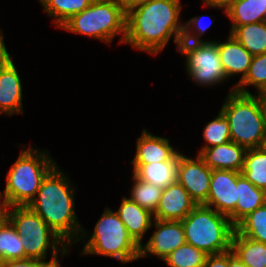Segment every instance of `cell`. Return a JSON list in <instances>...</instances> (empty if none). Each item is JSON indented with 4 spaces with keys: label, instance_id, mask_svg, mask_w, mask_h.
I'll return each instance as SVG.
<instances>
[{
    "label": "cell",
    "instance_id": "obj_24",
    "mask_svg": "<svg viewBox=\"0 0 266 267\" xmlns=\"http://www.w3.org/2000/svg\"><path fill=\"white\" fill-rule=\"evenodd\" d=\"M255 187L266 192V148H249L241 172Z\"/></svg>",
    "mask_w": 266,
    "mask_h": 267
},
{
    "label": "cell",
    "instance_id": "obj_28",
    "mask_svg": "<svg viewBox=\"0 0 266 267\" xmlns=\"http://www.w3.org/2000/svg\"><path fill=\"white\" fill-rule=\"evenodd\" d=\"M132 175V182L134 183L130 190L131 193L129 199L154 214L158 208L163 189L138 179L134 174Z\"/></svg>",
    "mask_w": 266,
    "mask_h": 267
},
{
    "label": "cell",
    "instance_id": "obj_26",
    "mask_svg": "<svg viewBox=\"0 0 266 267\" xmlns=\"http://www.w3.org/2000/svg\"><path fill=\"white\" fill-rule=\"evenodd\" d=\"M254 86L261 94L266 89V53L254 55L246 76L238 81L231 90L243 94H252L246 86Z\"/></svg>",
    "mask_w": 266,
    "mask_h": 267
},
{
    "label": "cell",
    "instance_id": "obj_29",
    "mask_svg": "<svg viewBox=\"0 0 266 267\" xmlns=\"http://www.w3.org/2000/svg\"><path fill=\"white\" fill-rule=\"evenodd\" d=\"M235 231L242 236L266 244V203L243 218Z\"/></svg>",
    "mask_w": 266,
    "mask_h": 267
},
{
    "label": "cell",
    "instance_id": "obj_8",
    "mask_svg": "<svg viewBox=\"0 0 266 267\" xmlns=\"http://www.w3.org/2000/svg\"><path fill=\"white\" fill-rule=\"evenodd\" d=\"M60 29L109 44L121 34L119 42L122 44L126 37V13L121 4L91 3L81 13L73 15Z\"/></svg>",
    "mask_w": 266,
    "mask_h": 267
},
{
    "label": "cell",
    "instance_id": "obj_18",
    "mask_svg": "<svg viewBox=\"0 0 266 267\" xmlns=\"http://www.w3.org/2000/svg\"><path fill=\"white\" fill-rule=\"evenodd\" d=\"M119 206L116 213L120 220L124 223L133 240L139 246L142 245L145 233L152 227L153 214L125 196H123Z\"/></svg>",
    "mask_w": 266,
    "mask_h": 267
},
{
    "label": "cell",
    "instance_id": "obj_3",
    "mask_svg": "<svg viewBox=\"0 0 266 267\" xmlns=\"http://www.w3.org/2000/svg\"><path fill=\"white\" fill-rule=\"evenodd\" d=\"M48 150L31 146L21 150L6 176V185L1 194L8 207L28 206L35 198L42 180L56 165Z\"/></svg>",
    "mask_w": 266,
    "mask_h": 267
},
{
    "label": "cell",
    "instance_id": "obj_16",
    "mask_svg": "<svg viewBox=\"0 0 266 267\" xmlns=\"http://www.w3.org/2000/svg\"><path fill=\"white\" fill-rule=\"evenodd\" d=\"M246 148L229 141L222 145L204 149L199 156L212 170L223 169L242 172Z\"/></svg>",
    "mask_w": 266,
    "mask_h": 267
},
{
    "label": "cell",
    "instance_id": "obj_27",
    "mask_svg": "<svg viewBox=\"0 0 266 267\" xmlns=\"http://www.w3.org/2000/svg\"><path fill=\"white\" fill-rule=\"evenodd\" d=\"M25 252L20 240V235L15 227L6 219L0 225V260H22Z\"/></svg>",
    "mask_w": 266,
    "mask_h": 267
},
{
    "label": "cell",
    "instance_id": "obj_37",
    "mask_svg": "<svg viewBox=\"0 0 266 267\" xmlns=\"http://www.w3.org/2000/svg\"><path fill=\"white\" fill-rule=\"evenodd\" d=\"M149 1H152V0H121V5L125 13H127L131 9L139 5L145 4Z\"/></svg>",
    "mask_w": 266,
    "mask_h": 267
},
{
    "label": "cell",
    "instance_id": "obj_14",
    "mask_svg": "<svg viewBox=\"0 0 266 267\" xmlns=\"http://www.w3.org/2000/svg\"><path fill=\"white\" fill-rule=\"evenodd\" d=\"M21 81L12 59L0 67V115L23 113Z\"/></svg>",
    "mask_w": 266,
    "mask_h": 267
},
{
    "label": "cell",
    "instance_id": "obj_13",
    "mask_svg": "<svg viewBox=\"0 0 266 267\" xmlns=\"http://www.w3.org/2000/svg\"><path fill=\"white\" fill-rule=\"evenodd\" d=\"M196 206L188 191L180 183L175 182L162 190L153 219L182 221Z\"/></svg>",
    "mask_w": 266,
    "mask_h": 267
},
{
    "label": "cell",
    "instance_id": "obj_11",
    "mask_svg": "<svg viewBox=\"0 0 266 267\" xmlns=\"http://www.w3.org/2000/svg\"><path fill=\"white\" fill-rule=\"evenodd\" d=\"M153 222L155 223L151 226L156 230L145 245H140L139 259L154 255L164 260L171 252L186 243L181 221L153 219Z\"/></svg>",
    "mask_w": 266,
    "mask_h": 267
},
{
    "label": "cell",
    "instance_id": "obj_15",
    "mask_svg": "<svg viewBox=\"0 0 266 267\" xmlns=\"http://www.w3.org/2000/svg\"><path fill=\"white\" fill-rule=\"evenodd\" d=\"M136 153L132 164H149L171 160L179 151L166 137L155 136L143 129L136 141Z\"/></svg>",
    "mask_w": 266,
    "mask_h": 267
},
{
    "label": "cell",
    "instance_id": "obj_19",
    "mask_svg": "<svg viewBox=\"0 0 266 267\" xmlns=\"http://www.w3.org/2000/svg\"><path fill=\"white\" fill-rule=\"evenodd\" d=\"M180 154L181 153L178 152L169 161L153 162L149 164H132V172L138 179L164 189L169 184L177 182V169Z\"/></svg>",
    "mask_w": 266,
    "mask_h": 267
},
{
    "label": "cell",
    "instance_id": "obj_6",
    "mask_svg": "<svg viewBox=\"0 0 266 267\" xmlns=\"http://www.w3.org/2000/svg\"><path fill=\"white\" fill-rule=\"evenodd\" d=\"M181 223L186 243L207 255L231 250L235 226L228 216L205 205H197Z\"/></svg>",
    "mask_w": 266,
    "mask_h": 267
},
{
    "label": "cell",
    "instance_id": "obj_25",
    "mask_svg": "<svg viewBox=\"0 0 266 267\" xmlns=\"http://www.w3.org/2000/svg\"><path fill=\"white\" fill-rule=\"evenodd\" d=\"M48 17L58 28L64 25L73 15L81 13L90 6L89 0H39Z\"/></svg>",
    "mask_w": 266,
    "mask_h": 267
},
{
    "label": "cell",
    "instance_id": "obj_34",
    "mask_svg": "<svg viewBox=\"0 0 266 267\" xmlns=\"http://www.w3.org/2000/svg\"><path fill=\"white\" fill-rule=\"evenodd\" d=\"M203 267H228V251L221 254L208 255Z\"/></svg>",
    "mask_w": 266,
    "mask_h": 267
},
{
    "label": "cell",
    "instance_id": "obj_20",
    "mask_svg": "<svg viewBox=\"0 0 266 267\" xmlns=\"http://www.w3.org/2000/svg\"><path fill=\"white\" fill-rule=\"evenodd\" d=\"M236 187H238V202L236 209L228 216L234 226L266 203V192L255 187L243 174L237 178Z\"/></svg>",
    "mask_w": 266,
    "mask_h": 267
},
{
    "label": "cell",
    "instance_id": "obj_2",
    "mask_svg": "<svg viewBox=\"0 0 266 267\" xmlns=\"http://www.w3.org/2000/svg\"><path fill=\"white\" fill-rule=\"evenodd\" d=\"M68 175L56 164L44 177L28 207L70 248L79 239L83 226L75 212V190Z\"/></svg>",
    "mask_w": 266,
    "mask_h": 267
},
{
    "label": "cell",
    "instance_id": "obj_33",
    "mask_svg": "<svg viewBox=\"0 0 266 267\" xmlns=\"http://www.w3.org/2000/svg\"><path fill=\"white\" fill-rule=\"evenodd\" d=\"M0 267H61L60 262L41 261L36 259H22L1 261Z\"/></svg>",
    "mask_w": 266,
    "mask_h": 267
},
{
    "label": "cell",
    "instance_id": "obj_12",
    "mask_svg": "<svg viewBox=\"0 0 266 267\" xmlns=\"http://www.w3.org/2000/svg\"><path fill=\"white\" fill-rule=\"evenodd\" d=\"M241 174L233 170H212L208 199L204 205L229 216L236 209L238 202L236 183Z\"/></svg>",
    "mask_w": 266,
    "mask_h": 267
},
{
    "label": "cell",
    "instance_id": "obj_30",
    "mask_svg": "<svg viewBox=\"0 0 266 267\" xmlns=\"http://www.w3.org/2000/svg\"><path fill=\"white\" fill-rule=\"evenodd\" d=\"M207 256L205 252L185 243L171 252L163 261L169 267H203Z\"/></svg>",
    "mask_w": 266,
    "mask_h": 267
},
{
    "label": "cell",
    "instance_id": "obj_39",
    "mask_svg": "<svg viewBox=\"0 0 266 267\" xmlns=\"http://www.w3.org/2000/svg\"><path fill=\"white\" fill-rule=\"evenodd\" d=\"M8 205L0 190V225L7 219Z\"/></svg>",
    "mask_w": 266,
    "mask_h": 267
},
{
    "label": "cell",
    "instance_id": "obj_23",
    "mask_svg": "<svg viewBox=\"0 0 266 267\" xmlns=\"http://www.w3.org/2000/svg\"><path fill=\"white\" fill-rule=\"evenodd\" d=\"M251 55L266 53V21L231 26L229 32Z\"/></svg>",
    "mask_w": 266,
    "mask_h": 267
},
{
    "label": "cell",
    "instance_id": "obj_32",
    "mask_svg": "<svg viewBox=\"0 0 266 267\" xmlns=\"http://www.w3.org/2000/svg\"><path fill=\"white\" fill-rule=\"evenodd\" d=\"M199 15L191 18L184 24V32L181 41L186 42H203L201 36L209 29L213 21L206 23L204 17Z\"/></svg>",
    "mask_w": 266,
    "mask_h": 267
},
{
    "label": "cell",
    "instance_id": "obj_9",
    "mask_svg": "<svg viewBox=\"0 0 266 267\" xmlns=\"http://www.w3.org/2000/svg\"><path fill=\"white\" fill-rule=\"evenodd\" d=\"M177 51L186 56V71L190 76L189 78L196 84L212 87L227 80L220 61L216 40L181 41Z\"/></svg>",
    "mask_w": 266,
    "mask_h": 267
},
{
    "label": "cell",
    "instance_id": "obj_31",
    "mask_svg": "<svg viewBox=\"0 0 266 267\" xmlns=\"http://www.w3.org/2000/svg\"><path fill=\"white\" fill-rule=\"evenodd\" d=\"M203 138L206 145L202 146L198 155L206 148L222 145L231 141L229 123L221 111H219L218 116L208 122L204 127Z\"/></svg>",
    "mask_w": 266,
    "mask_h": 267
},
{
    "label": "cell",
    "instance_id": "obj_40",
    "mask_svg": "<svg viewBox=\"0 0 266 267\" xmlns=\"http://www.w3.org/2000/svg\"><path fill=\"white\" fill-rule=\"evenodd\" d=\"M90 3H114V4H121V0H89Z\"/></svg>",
    "mask_w": 266,
    "mask_h": 267
},
{
    "label": "cell",
    "instance_id": "obj_4",
    "mask_svg": "<svg viewBox=\"0 0 266 267\" xmlns=\"http://www.w3.org/2000/svg\"><path fill=\"white\" fill-rule=\"evenodd\" d=\"M220 111L228 120L232 142L246 149L264 147L266 125L259 94L230 90Z\"/></svg>",
    "mask_w": 266,
    "mask_h": 267
},
{
    "label": "cell",
    "instance_id": "obj_21",
    "mask_svg": "<svg viewBox=\"0 0 266 267\" xmlns=\"http://www.w3.org/2000/svg\"><path fill=\"white\" fill-rule=\"evenodd\" d=\"M232 22V26L266 21V0H234L223 11Z\"/></svg>",
    "mask_w": 266,
    "mask_h": 267
},
{
    "label": "cell",
    "instance_id": "obj_17",
    "mask_svg": "<svg viewBox=\"0 0 266 267\" xmlns=\"http://www.w3.org/2000/svg\"><path fill=\"white\" fill-rule=\"evenodd\" d=\"M220 61L226 73L227 79L241 75V81L247 74L253 55L244 48L230 33L227 41H216Z\"/></svg>",
    "mask_w": 266,
    "mask_h": 267
},
{
    "label": "cell",
    "instance_id": "obj_22",
    "mask_svg": "<svg viewBox=\"0 0 266 267\" xmlns=\"http://www.w3.org/2000/svg\"><path fill=\"white\" fill-rule=\"evenodd\" d=\"M231 251L247 267H266V244L239 235L234 231Z\"/></svg>",
    "mask_w": 266,
    "mask_h": 267
},
{
    "label": "cell",
    "instance_id": "obj_41",
    "mask_svg": "<svg viewBox=\"0 0 266 267\" xmlns=\"http://www.w3.org/2000/svg\"><path fill=\"white\" fill-rule=\"evenodd\" d=\"M260 104H261V107H262L264 120H265V125H266V99H260Z\"/></svg>",
    "mask_w": 266,
    "mask_h": 267
},
{
    "label": "cell",
    "instance_id": "obj_42",
    "mask_svg": "<svg viewBox=\"0 0 266 267\" xmlns=\"http://www.w3.org/2000/svg\"><path fill=\"white\" fill-rule=\"evenodd\" d=\"M259 99H266V89L261 94H259Z\"/></svg>",
    "mask_w": 266,
    "mask_h": 267
},
{
    "label": "cell",
    "instance_id": "obj_10",
    "mask_svg": "<svg viewBox=\"0 0 266 267\" xmlns=\"http://www.w3.org/2000/svg\"><path fill=\"white\" fill-rule=\"evenodd\" d=\"M212 169L197 155L195 160L179 155L177 182L189 193L197 205H204L208 199Z\"/></svg>",
    "mask_w": 266,
    "mask_h": 267
},
{
    "label": "cell",
    "instance_id": "obj_5",
    "mask_svg": "<svg viewBox=\"0 0 266 267\" xmlns=\"http://www.w3.org/2000/svg\"><path fill=\"white\" fill-rule=\"evenodd\" d=\"M86 232L83 228L77 240V243H85L82 254L111 257L121 263L139 259L140 246L130 236L118 214L109 207L105 208L87 241Z\"/></svg>",
    "mask_w": 266,
    "mask_h": 267
},
{
    "label": "cell",
    "instance_id": "obj_35",
    "mask_svg": "<svg viewBox=\"0 0 266 267\" xmlns=\"http://www.w3.org/2000/svg\"><path fill=\"white\" fill-rule=\"evenodd\" d=\"M3 36V32L0 30V67L6 65L12 59L11 54L6 49Z\"/></svg>",
    "mask_w": 266,
    "mask_h": 267
},
{
    "label": "cell",
    "instance_id": "obj_7",
    "mask_svg": "<svg viewBox=\"0 0 266 267\" xmlns=\"http://www.w3.org/2000/svg\"><path fill=\"white\" fill-rule=\"evenodd\" d=\"M7 219L20 235L25 259L46 261L47 252L51 250L50 261L59 262V252L61 258L69 253L68 245L28 206L8 207Z\"/></svg>",
    "mask_w": 266,
    "mask_h": 267
},
{
    "label": "cell",
    "instance_id": "obj_1",
    "mask_svg": "<svg viewBox=\"0 0 266 267\" xmlns=\"http://www.w3.org/2000/svg\"><path fill=\"white\" fill-rule=\"evenodd\" d=\"M180 1L152 0L128 11L124 43L156 56L173 36L178 50L184 32Z\"/></svg>",
    "mask_w": 266,
    "mask_h": 267
},
{
    "label": "cell",
    "instance_id": "obj_38",
    "mask_svg": "<svg viewBox=\"0 0 266 267\" xmlns=\"http://www.w3.org/2000/svg\"><path fill=\"white\" fill-rule=\"evenodd\" d=\"M228 267H247L231 250L228 251Z\"/></svg>",
    "mask_w": 266,
    "mask_h": 267
},
{
    "label": "cell",
    "instance_id": "obj_36",
    "mask_svg": "<svg viewBox=\"0 0 266 267\" xmlns=\"http://www.w3.org/2000/svg\"><path fill=\"white\" fill-rule=\"evenodd\" d=\"M209 8H220L226 10L234 0H202Z\"/></svg>",
    "mask_w": 266,
    "mask_h": 267
}]
</instances>
